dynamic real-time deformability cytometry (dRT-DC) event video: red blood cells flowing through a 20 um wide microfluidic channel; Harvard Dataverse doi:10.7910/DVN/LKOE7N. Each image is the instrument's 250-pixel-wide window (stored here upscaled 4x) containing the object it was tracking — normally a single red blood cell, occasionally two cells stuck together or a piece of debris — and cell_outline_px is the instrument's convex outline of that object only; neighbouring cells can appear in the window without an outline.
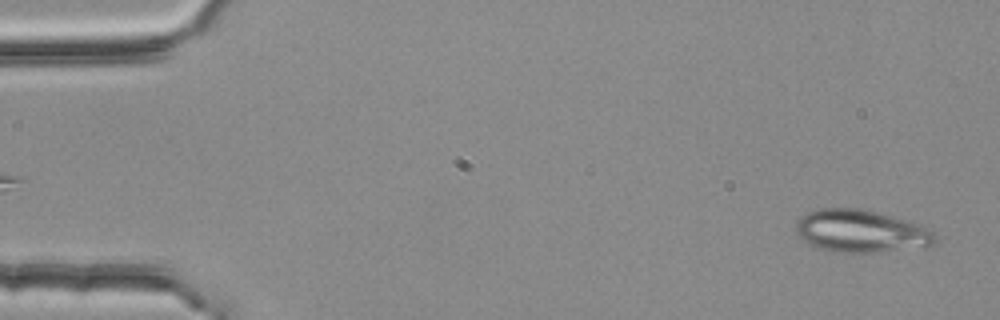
{"species": "common noctule bat (a hibernating species)", "species_latin": "Nyctalus noctula", "temperature_condition": "room temperature", "stored_images_in_passage": 3, "camera_frame_rate_fps": 3000, "um_per_image_px": 0.085, "animal": {"sex": "female", "body_mass_g": 25.1}, "frame": {"image": 1, "passage_image": 3, "time_ms": 0.667, "image_size_px": [1000, 320], "cell_outline_px": [[936, 240], [932, 244], [872, 252], [836, 252], [820, 248], [804, 240], [796, 232], [796, 220], [800, 216], [808, 212], [820, 208], [856, 208], [876, 212], [892, 216], [920, 224], [932, 232], [936, 236]], "centroid_in_image_um": [73.11, 19.62], "position_along_channel_um": 11.9, "area_um2": 33.7}}